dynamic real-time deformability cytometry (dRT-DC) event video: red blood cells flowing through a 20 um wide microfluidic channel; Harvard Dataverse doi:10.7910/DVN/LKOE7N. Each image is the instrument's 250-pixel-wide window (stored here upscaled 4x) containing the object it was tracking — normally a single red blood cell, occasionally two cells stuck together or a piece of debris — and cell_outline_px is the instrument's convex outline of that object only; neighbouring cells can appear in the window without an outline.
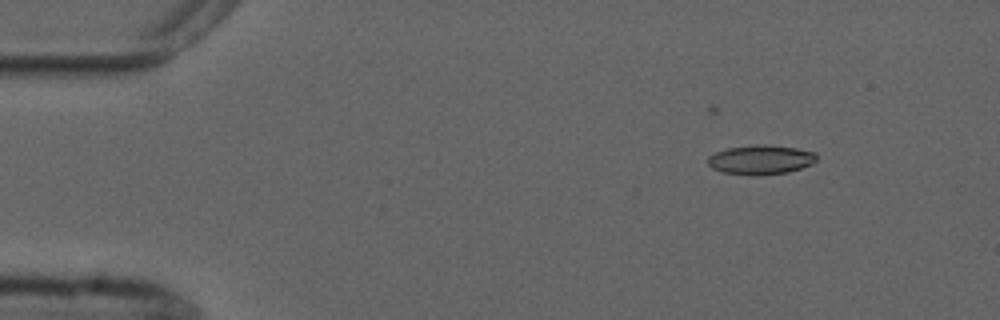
{"species": "common noctule bat (a hibernating species)", "species_latin": "Nyctalus noctula", "temperature_condition": "cold", "stored_images_in_passage": 11, "camera_frame_rate_fps": 3000, "um_per_image_px": 0.085, "animal": {"sex": "male", "forearm_length_mm": 52.5}, "frame": {"image": 1, "passage_image": 2, "time_ms": 2.333, "image_size_px": [1000, 320], "cell_outline_px": [[816, 160], [812, 164], [788, 172], [756, 176], [752, 176], [720, 172], [712, 168], [708, 164], [708, 156], [716, 152], [728, 148], [756, 144], [764, 144], [796, 148], [816, 152]], "centroid_in_image_um": [64.64, 13.58], "position_along_channel_um": 20.4, "area_um2": 18.79}}
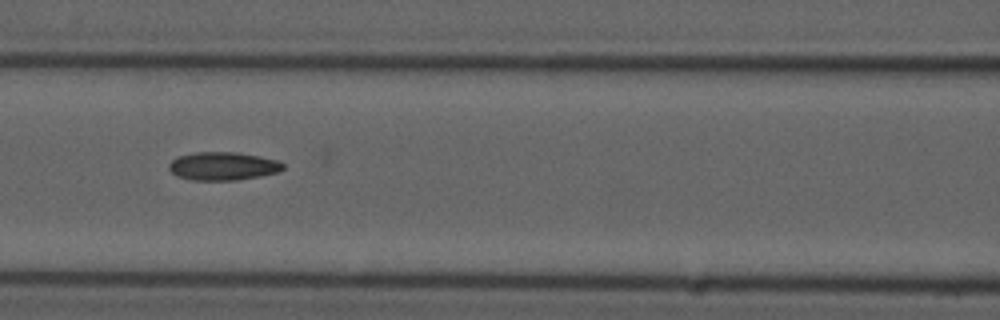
{"frame": {"image": 2, "passage_image": 7, "time_ms": 8.0, "image_size_px": [1000, 320], "cell_outline_px": [[284, 168], [280, 172], [260, 176], [236, 180], [192, 180], [176, 176], [168, 168], [168, 164], [176, 156], [196, 152], [236, 152], [260, 156], [276, 160], [284, 164]], "centroid_in_image_um": [18.94, 14.12], "position_along_channel_um": 147.7, "area_um2": 18.9}}
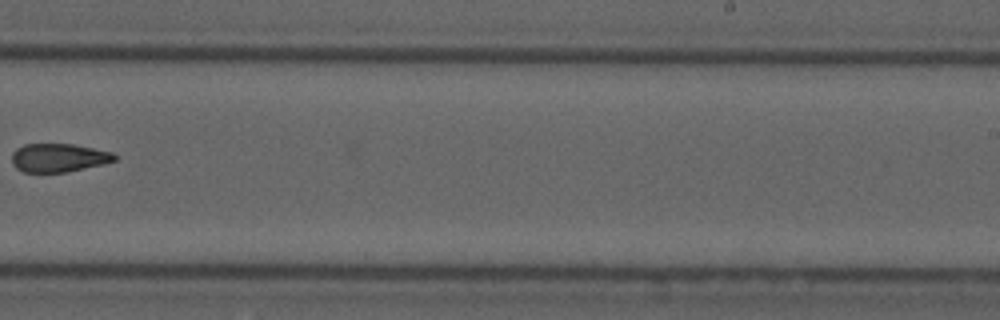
{"frame": {"image": 3, "passage_image": 10, "time_ms": 11.667, "image_size_px": [1000, 320], "cell_outline_px": [[116, 160], [104, 164], [64, 172], [24, 172], [16, 168], [12, 164], [12, 152], [16, 148], [24, 144], [72, 144], [112, 152], [116, 156]], "centroid_in_image_um": [4.95, 13.4], "position_along_channel_um": 284.0, "area_um2": 16.99}}